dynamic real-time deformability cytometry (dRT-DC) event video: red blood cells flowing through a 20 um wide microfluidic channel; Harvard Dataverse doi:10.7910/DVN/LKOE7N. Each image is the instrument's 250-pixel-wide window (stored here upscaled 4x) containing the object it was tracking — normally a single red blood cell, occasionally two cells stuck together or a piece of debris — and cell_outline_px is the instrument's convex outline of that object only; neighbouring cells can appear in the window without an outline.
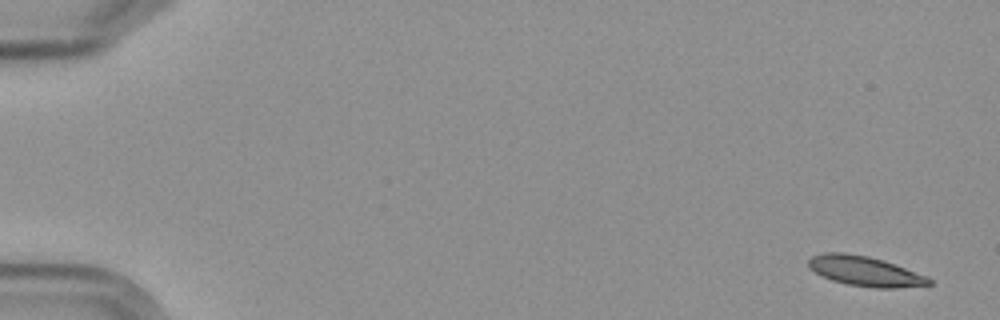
{"species": "Egyptian fruit bat (a non-hibernating species)", "species_latin": "Rousettus aegyptiacus", "temperature_condition": "cold", "stored_images_in_passage": 4, "camera_frame_rate_fps": 3000, "um_per_image_px": 0.085, "frame": {"image": 1, "passage_image": 1, "time_ms": 0.0, "image_size_px": [1000, 320], "cell_outline_px": [[932, 284], [896, 288], [876, 288], [848, 284], [832, 280], [808, 268], [808, 260], [812, 256], [824, 252], [844, 252], [868, 256], [884, 260], [928, 276], [932, 280]], "centroid_in_image_um": [73.54, 23.04], "position_along_channel_um": 11.5, "area_um2": 20.98}}